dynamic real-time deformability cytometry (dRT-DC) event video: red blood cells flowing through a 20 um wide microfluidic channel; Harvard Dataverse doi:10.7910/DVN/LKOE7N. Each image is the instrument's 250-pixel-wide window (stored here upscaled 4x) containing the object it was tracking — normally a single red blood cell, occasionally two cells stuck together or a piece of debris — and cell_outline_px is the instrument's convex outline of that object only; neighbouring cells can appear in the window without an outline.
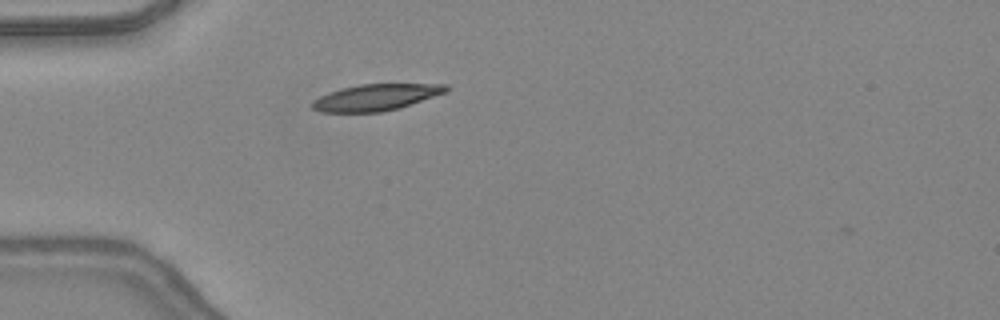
{"species": "common noctule bat (a hibernating species)", "species_latin": "Nyctalus noctula", "temperature_condition": "warm", "stored_images_in_passage": 35, "camera_frame_rate_fps": 3000, "um_per_image_px": 0.085, "animal": {"sex": "female", "body_mass_g": 24.6, "forearm_length_mm": 56.2}, "frame": {"image": 1, "passage_image": 2, "time_ms": 0.333, "image_size_px": [1000, 320], "cell_outline_px": [[448, 92], [400, 108], [380, 112], [320, 112], [312, 108], [308, 104], [312, 100], [328, 92], [340, 88], [360, 84], [448, 84]], "centroid_in_image_um": [31.93, 8.27], "position_along_channel_um": 53.1, "area_um2": 20.87}}
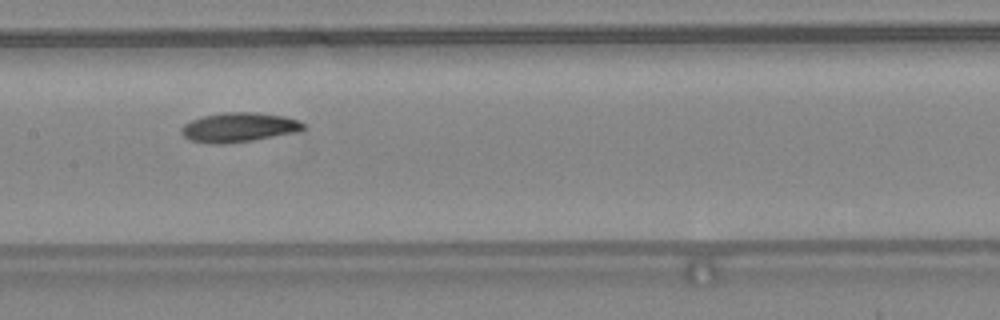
{"frame": {"image": 2, "passage_image": 12, "time_ms": 3.667, "image_size_px": [1000, 320], "cell_outline_px": [[308, 128], [292, 132], [252, 140], [192, 140], [184, 136], [180, 132], [180, 128], [184, 124], [192, 120], [204, 116], [220, 112], [256, 112], [284, 116], [300, 120]], "centroid_in_image_um": [20.37, 10.74], "position_along_channel_um": 187.0, "area_um2": 19.77}}
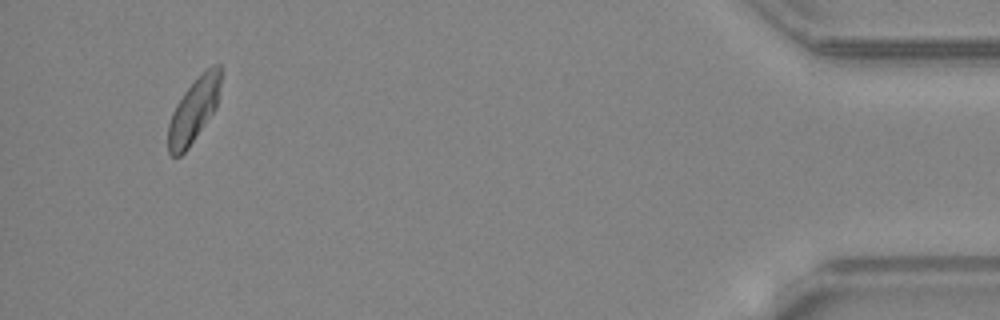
{"frame": {"image": 3, "passage_image": 33, "time_ms": 10.667, "image_size_px": [1000, 320], "cell_outline_px": [[224, 68], [216, 108], [188, 148], [180, 156], [172, 156], [168, 152], [168, 124], [172, 112], [176, 104], [184, 92], [212, 64], [220, 64]], "centroid_in_image_um": [16.5, 9.35], "position_along_channel_um": 418.7, "area_um2": 19.65}, "authors_computed_cell_mechanics": {"area_um2": 20.23, "velocity_mm_per_s": 4.344, "shape_relaxation_time_tau1_ms": 4.1625, "shape_relaxation_time_tau2_ms": 5.5288, "deformation_change_tau1": 0.1458, "deformation_change_tau2": 0.1135}}